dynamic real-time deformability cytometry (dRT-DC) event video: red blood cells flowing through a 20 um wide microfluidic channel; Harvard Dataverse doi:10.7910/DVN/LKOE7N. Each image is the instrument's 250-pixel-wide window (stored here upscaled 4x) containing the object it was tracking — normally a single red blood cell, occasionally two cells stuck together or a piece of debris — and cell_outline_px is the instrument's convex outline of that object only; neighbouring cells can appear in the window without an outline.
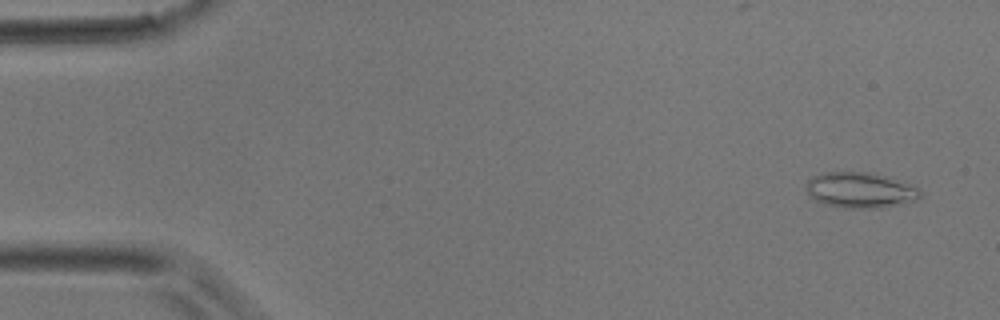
{"species": "common noctule bat (a hibernating species)", "species_latin": "Nyctalus noctula", "temperature_condition": "room temperature", "stored_images_in_passage": 5, "camera_frame_rate_fps": 3000, "um_per_image_px": 0.085, "animal": {"sex": "male", "body_mass_g": 17.9}, "frame": {"image": 1, "passage_image": 1, "time_ms": 0.0, "image_size_px": [1000, 320], "cell_outline_px": [[924, 196], [920, 200], [880, 208], [840, 208], [824, 204], [816, 200], [808, 192], [808, 180], [812, 176], [820, 172], [868, 172], [920, 188]], "centroid_in_image_um": [73.15, 16.18], "position_along_channel_um": 11.9, "area_um2": 23.58}}
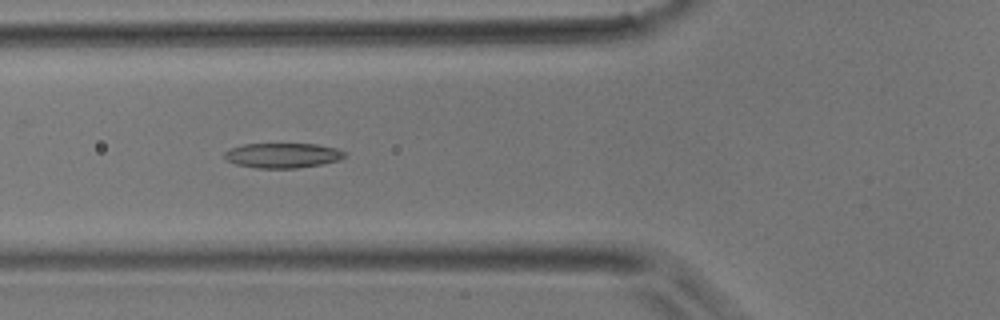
{"frame": {"image": 2, "passage_image": 5, "time_ms": 1.333, "image_size_px": [1000, 320], "cell_outline_px": [[348, 156], [340, 160], [320, 164], [296, 168], [256, 168], [236, 164], [228, 160], [224, 156], [224, 152], [232, 148], [244, 144], [316, 144], [336, 148], [344, 152]], "centroid_in_image_um": [24.05, 13.21], "position_along_channel_um": 101.7, "area_um2": 17.34}}